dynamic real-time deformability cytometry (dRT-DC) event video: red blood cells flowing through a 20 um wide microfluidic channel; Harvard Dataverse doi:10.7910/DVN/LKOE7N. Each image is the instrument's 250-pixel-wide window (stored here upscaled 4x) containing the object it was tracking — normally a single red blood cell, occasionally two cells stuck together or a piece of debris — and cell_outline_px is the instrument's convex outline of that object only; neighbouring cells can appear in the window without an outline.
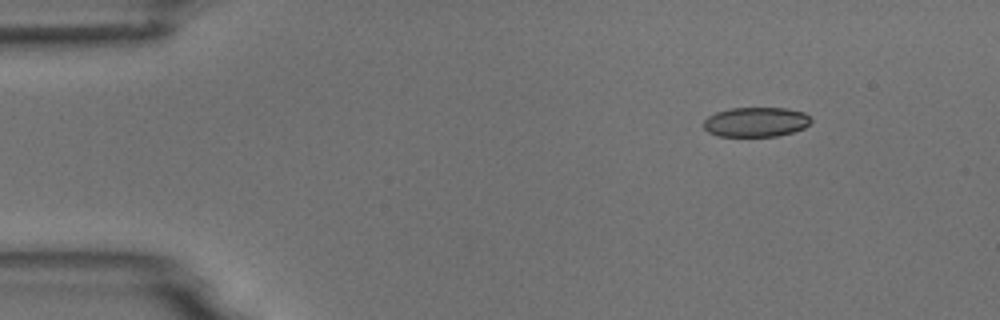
{"species": "common noctule bat (a hibernating species)", "species_latin": "Nyctalus noctula", "temperature_condition": "room temperature", "stored_images_in_passage": 4, "camera_frame_rate_fps": 3000, "um_per_image_px": 0.085, "animal": {"sex": "male", "body_mass_g": 18.8}, "frame": {"image": 1, "passage_image": 1, "time_ms": 0.0, "image_size_px": [1000, 320], "cell_outline_px": [[812, 120], [804, 128], [792, 132], [776, 136], [716, 136], [708, 132], [704, 128], [704, 120], [708, 116], [716, 112], [728, 108], [784, 108], [804, 112]], "centroid_in_image_um": [64.22, 10.37], "position_along_channel_um": 20.8, "area_um2": 18.55}}
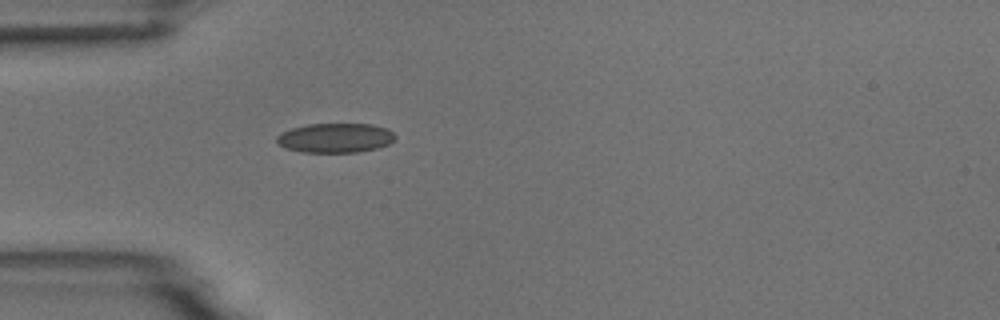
{"frame": {"image": 2, "passage_image": 4, "time_ms": 3.0, "image_size_px": [1000, 320], "cell_outline_px": [[396, 136], [388, 144], [376, 148], [356, 152], [300, 152], [288, 148], [280, 144], [276, 140], [276, 136], [280, 132], [292, 128], [308, 124], [372, 124], [388, 128]], "centroid_in_image_um": [28.5, 11.71], "position_along_channel_um": 56.5, "area_um2": 20.23}}